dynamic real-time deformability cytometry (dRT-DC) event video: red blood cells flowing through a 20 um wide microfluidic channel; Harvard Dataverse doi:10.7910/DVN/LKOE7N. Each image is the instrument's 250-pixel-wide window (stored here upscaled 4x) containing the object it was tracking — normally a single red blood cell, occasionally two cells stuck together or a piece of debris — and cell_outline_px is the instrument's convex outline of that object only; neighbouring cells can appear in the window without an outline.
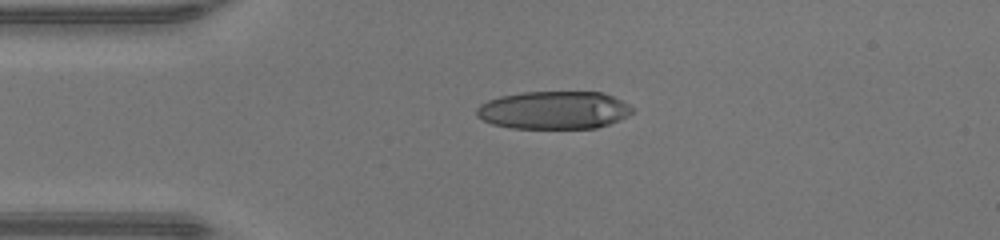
{"species": "human", "species_latin": "Homo sapiens", "temperature_condition": "warm", "stored_images_in_passage": 38, "camera_frame_rate_fps": 3000, "um_per_image_px": 0.085, "donor": {"sex": "male"}, "frame": {"image": 1, "passage_image": 1, "time_ms": 0.0, "image_size_px": [1000, 240], "cell_outline_px": [[636, 108], [628, 116], [620, 120], [596, 128], [512, 128], [492, 124], [476, 116], [476, 108], [480, 104], [488, 100], [500, 96], [520, 92], [600, 92], [612, 96]], "centroid_in_image_um": [47.07, 9.36], "position_along_channel_um": 37.9, "area_um2": 34.51}}
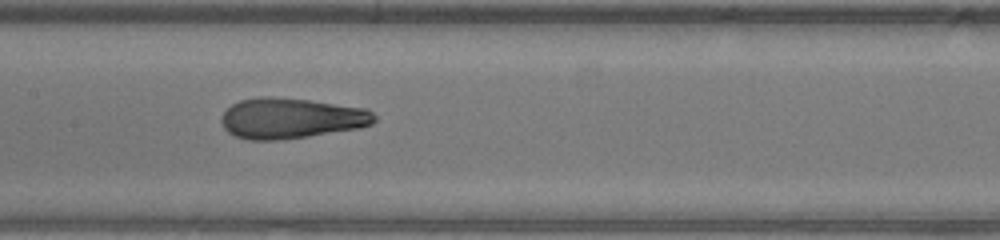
{"frame": {"image": 2, "passage_image": 13, "time_ms": 4.0, "image_size_px": [1000, 240], "cell_outline_px": [[376, 120], [372, 124], [360, 128], [308, 136], [276, 140], [248, 140], [236, 136], [228, 132], [224, 128], [220, 120], [220, 116], [232, 104], [240, 100], [260, 96], [268, 96], [308, 100], [368, 108], [376, 116]], "centroid_in_image_um": [24.74, 10.05], "position_along_channel_um": 182.7, "area_um2": 36.3}}
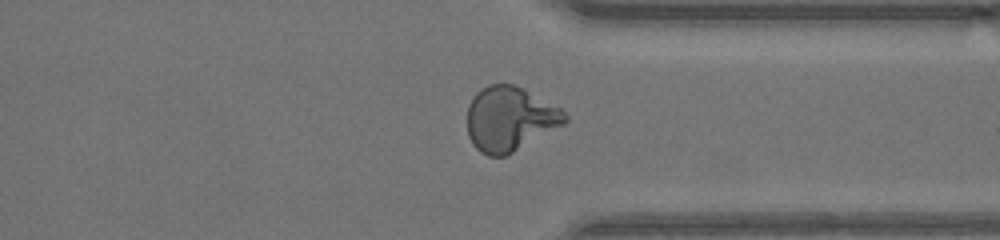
{"frame": {"image": 3, "passage_image": 26, "time_ms": 8.333, "image_size_px": [1000, 240], "cell_outline_px": [[568, 120], [564, 124], [512, 152], [504, 156], [488, 156], [480, 152], [472, 144], [468, 136], [468, 104], [476, 92], [480, 88], [488, 84], [512, 84], [560, 108], [568, 116]], "centroid_in_image_um": [43.29, 10.11], "position_along_channel_um": 368.1, "area_um2": 36.24}, "authors_computed_cell_mechanics": {"area_um2": 36.125, "velocity_mm_per_s": 4.3265, "shape_relaxation_time_tau1_ms": 8.8096, "shape_relaxation_time_tau2_ms": 0.9201, "deformation_change_tau1": 0.3835, "deformation_change_tau2": 0.079}}